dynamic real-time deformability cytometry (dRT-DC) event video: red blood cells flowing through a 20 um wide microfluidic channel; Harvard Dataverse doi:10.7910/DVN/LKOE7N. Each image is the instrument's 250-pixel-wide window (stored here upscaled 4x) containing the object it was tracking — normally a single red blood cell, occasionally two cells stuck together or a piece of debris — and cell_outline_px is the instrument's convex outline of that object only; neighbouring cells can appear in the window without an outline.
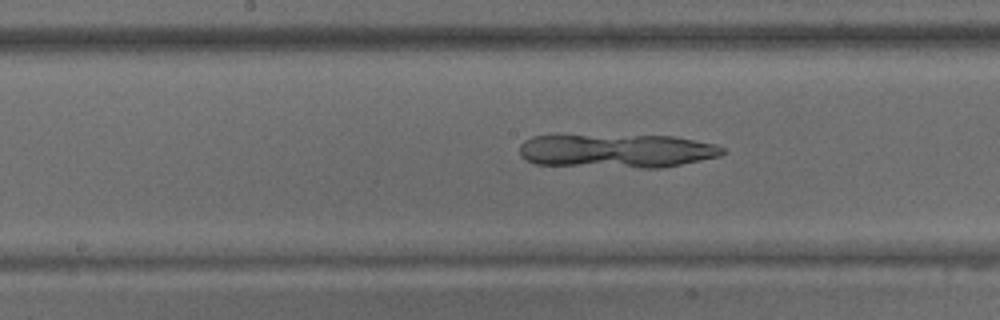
{"species": "common noctule bat (a hibernating species)", "species_latin": "Nyctalus noctula", "temperature_condition": "warm", "stored_images_in_passage": 60, "camera_frame_rate_fps": 3000, "um_per_image_px": 0.085, "animal": {"sex": "male", "body_mass_g": 15.6}, "frame": {"image": 1, "passage_image": 30, "time_ms": 9.667, "image_size_px": [1000, 320], "cell_outline_px": [[728, 152], [720, 156], [660, 168], [640, 168], [536, 164], [520, 156], [520, 144], [524, 140], [532, 136], [672, 136], [716, 144], [724, 148]], "centroid_in_image_um": [52.45, 12.83], "position_along_channel_um": 195.7, "area_um2": 39.71}}